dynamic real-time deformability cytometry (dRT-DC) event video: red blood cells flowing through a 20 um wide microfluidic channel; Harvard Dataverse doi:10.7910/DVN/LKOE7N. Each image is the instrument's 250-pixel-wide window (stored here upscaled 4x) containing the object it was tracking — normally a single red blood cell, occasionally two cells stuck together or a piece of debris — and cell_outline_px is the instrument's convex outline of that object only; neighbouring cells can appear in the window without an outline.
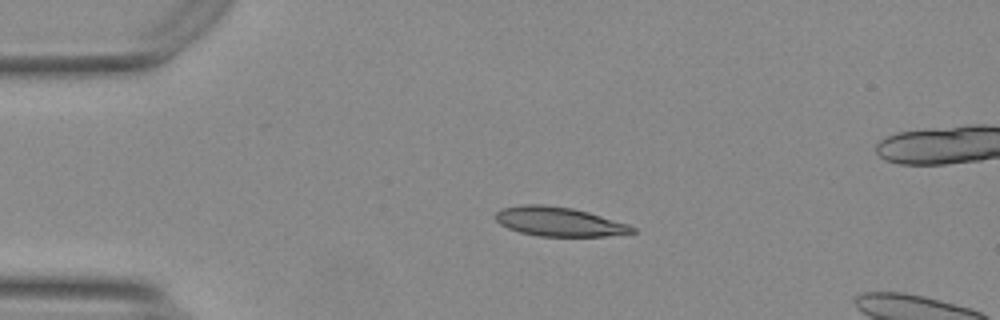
{"species": "Egyptian fruit bat (a non-hibernating species)", "species_latin": "Rousettus aegyptiacus", "temperature_condition": "warm", "stored_images_in_passage": 44, "camera_frame_rate_fps": 3000, "um_per_image_px": 0.085, "animal": {"sex": "female"}, "frame": {"image": 1, "passage_image": 1, "time_ms": 0.0, "image_size_px": [1000, 320], "cell_outline_px": [[636, 232], [604, 236], [540, 236], [520, 232], [508, 228], [500, 224], [496, 220], [496, 212], [500, 208], [520, 204], [544, 204], [572, 208], [588, 212], [628, 224], [636, 228]], "centroid_in_image_um": [47.49, 18.83], "position_along_channel_um": 37.5, "area_um2": 23.24}}
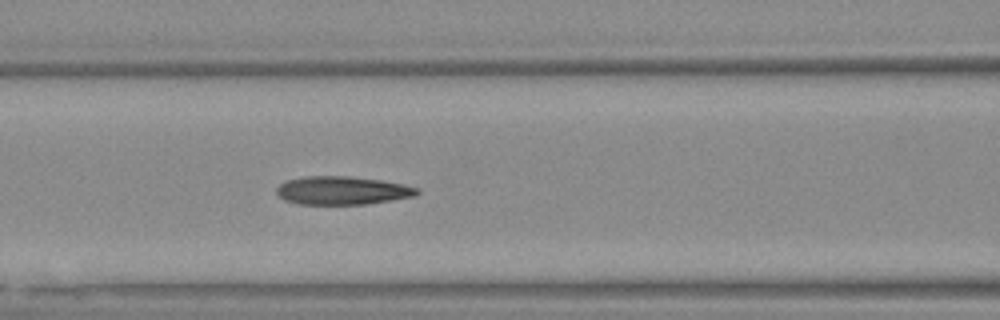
{"frame": {"image": 2, "passage_image": 12, "time_ms": 3.667, "image_size_px": [1000, 320], "cell_outline_px": [[420, 192], [416, 196], [364, 204], [296, 204], [284, 200], [276, 192], [276, 188], [280, 184], [288, 180], [304, 176], [348, 176], [380, 180], [404, 184], [420, 188]], "centroid_in_image_um": [29.1, 16.19], "position_along_channel_um": 137.5, "area_um2": 23.18}}
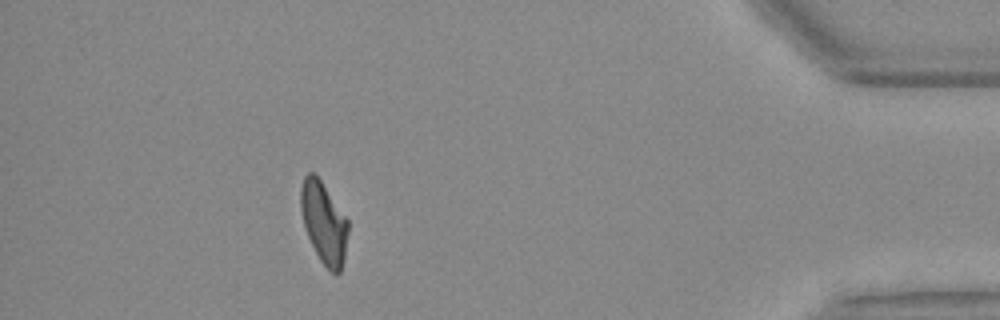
{"frame": {"image": 3, "passage_image": 38, "time_ms": 12.333, "image_size_px": [1000, 320], "cell_outline_px": [[348, 232], [344, 256], [340, 272], [336, 276], [320, 260], [308, 236], [304, 224], [300, 208], [300, 188], [304, 176], [308, 172], [312, 172], [320, 180], [348, 220]], "centroid_in_image_um": [27.51, 18.92], "position_along_channel_um": 407.7, "area_um2": 22.08}, "authors_computed_cell_mechanics": {"area_um2": 23.2645, "velocity_mm_per_s": 3.7329, "shape_relaxation_time_tau1_ms": 8.4843, "shape_relaxation_time_tau2_ms": 2.3408, "deformation_change_tau1": 0.2131, "deformation_change_tau2": 0.1018}}